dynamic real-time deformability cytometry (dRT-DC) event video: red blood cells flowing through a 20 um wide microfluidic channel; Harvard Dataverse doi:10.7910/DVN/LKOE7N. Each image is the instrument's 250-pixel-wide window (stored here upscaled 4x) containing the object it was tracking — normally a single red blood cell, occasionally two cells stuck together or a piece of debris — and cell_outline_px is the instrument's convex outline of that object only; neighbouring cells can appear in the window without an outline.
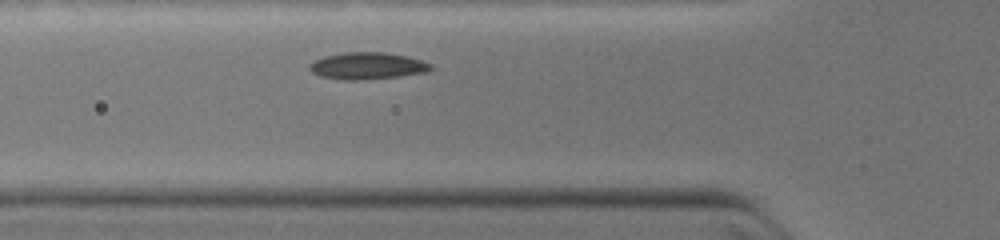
{"species": "common noctule bat (a hibernating species)", "species_latin": "Nyctalus noctula", "temperature_condition": "warm", "stored_images_in_passage": 5, "camera_frame_rate_fps": 3000, "um_per_image_px": 0.085, "animal": {"sex": "female", "body_mass_g": 19.0, "forearm_length_mm": 51.5}, "frame": {"image": 1, "passage_image": 5, "time_ms": 4.667, "image_size_px": [1000, 240], "cell_outline_px": [[436, 68], [428, 72], [400, 76], [364, 80], [340, 80], [320, 76], [312, 72], [308, 68], [316, 60], [324, 56], [344, 52], [384, 52], [408, 56], [432, 64]], "centroid_in_image_um": [31.28, 5.6], "position_along_channel_um": 94.5, "area_um2": 19.19}}